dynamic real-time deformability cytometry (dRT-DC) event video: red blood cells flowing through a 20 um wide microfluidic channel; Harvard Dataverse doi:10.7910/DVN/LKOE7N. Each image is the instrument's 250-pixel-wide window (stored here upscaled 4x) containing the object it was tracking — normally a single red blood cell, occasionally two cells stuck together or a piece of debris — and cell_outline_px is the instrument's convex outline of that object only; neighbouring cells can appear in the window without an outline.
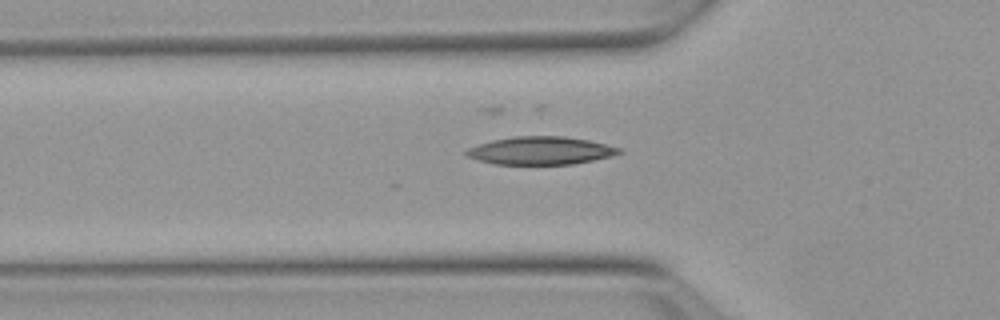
{"species": "Egyptian fruit bat (a non-hibernating species)", "species_latin": "Rousettus aegyptiacus", "temperature_condition": "warm", "stored_images_in_passage": 37, "camera_frame_rate_fps": 3000, "um_per_image_px": 0.085, "animal": {"sex": "female"}, "frame": {"image": 1, "passage_image": 6, "time_ms": 1.667, "image_size_px": [1000, 320], "cell_outline_px": [[624, 152], [612, 156], [572, 164], [496, 164], [480, 160], [468, 156], [464, 152], [468, 148], [492, 140], [512, 136], [564, 136], [588, 140], [620, 148]], "centroid_in_image_um": [45.97, 12.79], "position_along_channel_um": 79.8, "area_um2": 24.62}}
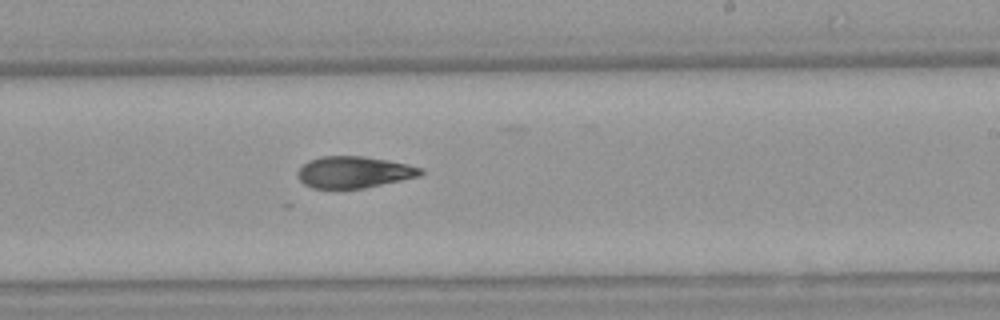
{"frame": {"image": 2, "passage_image": 20, "time_ms": 6.333, "image_size_px": [1000, 320], "cell_outline_px": [[424, 172], [420, 176], [364, 188], [312, 188], [304, 184], [296, 176], [296, 172], [308, 160], [320, 156], [364, 156], [388, 160], [408, 164], [424, 168]], "centroid_in_image_um": [30.09, 14.62], "position_along_channel_um": 258.9, "area_um2": 22.77}}
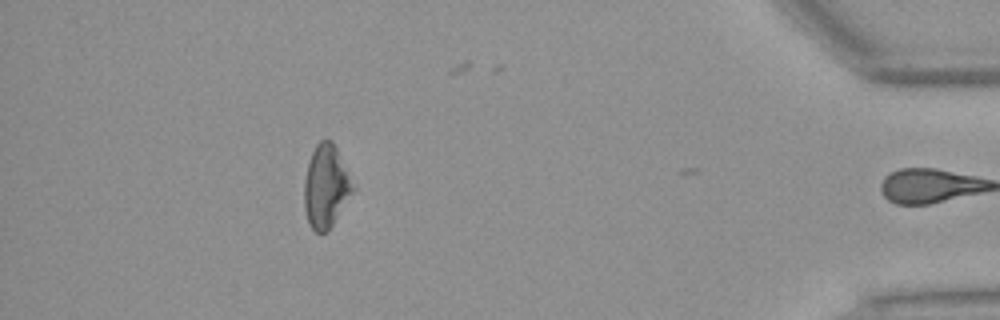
{"frame": {"image": 3, "passage_image": 36, "time_ms": 11.667, "image_size_px": [1000, 320], "cell_outline_px": [[356, 188], [328, 232], [316, 232], [312, 228], [308, 220], [304, 208], [304, 180], [308, 164], [312, 152], [316, 144], [320, 140], [332, 140]], "centroid_in_image_um": [27.71, 15.86], "position_along_channel_um": 407.5, "area_um2": 23.41}}